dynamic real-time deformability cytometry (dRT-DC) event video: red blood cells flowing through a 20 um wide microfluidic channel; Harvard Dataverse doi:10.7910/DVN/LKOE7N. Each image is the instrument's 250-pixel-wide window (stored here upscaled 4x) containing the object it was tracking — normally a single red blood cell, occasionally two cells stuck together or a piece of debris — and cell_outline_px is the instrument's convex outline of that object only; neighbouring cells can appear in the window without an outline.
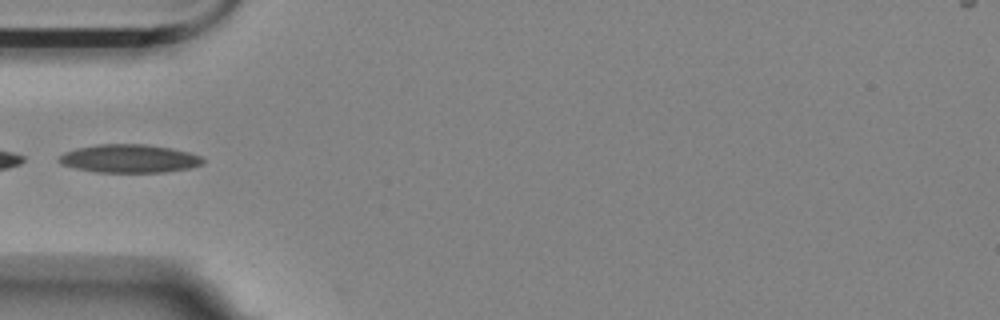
{"species": "Egyptian fruit bat (a non-hibernating species)", "species_latin": "Rousettus aegyptiacus", "temperature_condition": "room temperature", "stored_images_in_passage": 6, "camera_frame_rate_fps": 3000, "um_per_image_px": 0.085, "animal": {"sex": "female"}, "frame": {"image": 1, "passage_image": 6, "time_ms": 1.667, "image_size_px": [1000, 320], "cell_outline_px": [[204, 164], [188, 168], [164, 172], [96, 172], [76, 168], [60, 164], [56, 160], [64, 152], [76, 148], [100, 144], [144, 144], [172, 148], [188, 152], [200, 156], [204, 160]], "centroid_in_image_um": [10.97, 13.48], "position_along_channel_um": 74.0, "area_um2": 23.7}}